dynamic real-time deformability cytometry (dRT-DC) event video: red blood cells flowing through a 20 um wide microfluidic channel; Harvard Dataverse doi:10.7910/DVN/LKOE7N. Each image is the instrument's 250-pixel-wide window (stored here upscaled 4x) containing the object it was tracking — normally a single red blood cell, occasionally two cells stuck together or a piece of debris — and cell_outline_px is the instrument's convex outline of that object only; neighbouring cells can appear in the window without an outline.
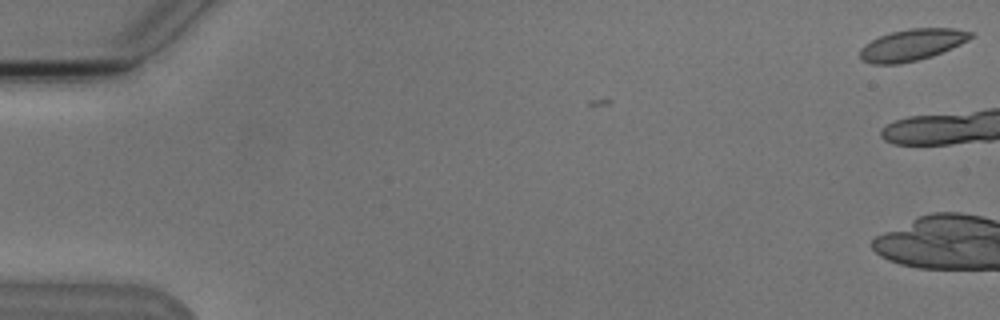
{"species": "Egyptian fruit bat (a non-hibernating species)", "species_latin": "Rousettus aegyptiacus", "temperature_condition": "cold", "stored_images_in_passage": 2, "camera_frame_rate_fps": 3000, "um_per_image_px": 0.085, "animal": {"sex": "male"}, "frame": {"image": 1, "passage_image": 2, "time_ms": 1.0, "image_size_px": [1000, 320], "cell_outline_px": [[976, 36], [960, 44], [932, 56], [900, 64], [872, 64], [864, 60], [860, 56], [860, 48], [864, 44], [880, 36], [892, 32], [912, 28], [952, 28], [976, 32]], "centroid_in_image_um": [77.56, 3.8], "position_along_channel_um": 7.4, "area_um2": 20.29}}